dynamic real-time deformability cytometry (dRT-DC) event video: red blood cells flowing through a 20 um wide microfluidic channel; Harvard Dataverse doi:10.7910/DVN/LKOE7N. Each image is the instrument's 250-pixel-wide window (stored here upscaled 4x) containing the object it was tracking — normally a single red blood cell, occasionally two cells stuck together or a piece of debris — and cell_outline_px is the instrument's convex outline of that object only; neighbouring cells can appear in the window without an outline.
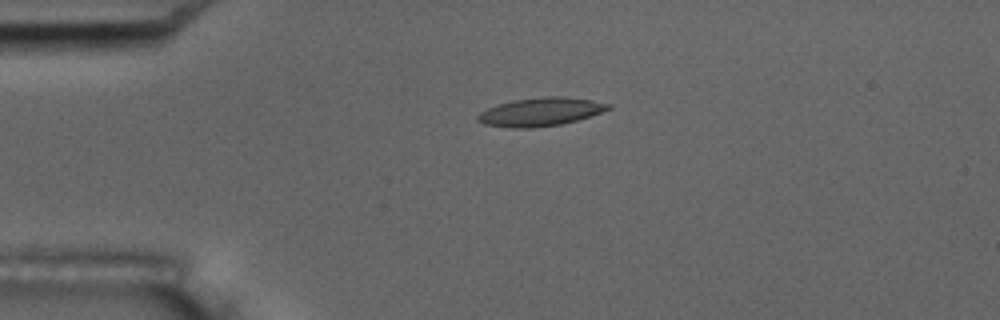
{"species": "common noctule bat (a hibernating species)", "species_latin": "Nyctalus noctula", "temperature_condition": "room temperature", "stored_images_in_passage": 4, "camera_frame_rate_fps": 3000, "um_per_image_px": 0.085, "animal": {"sex": "male", "body_mass_g": 17.5, "forearm_length_mm": 52.3}, "frame": {"image": 1, "passage_image": 3, "time_ms": 2.333, "image_size_px": [1000, 320], "cell_outline_px": [[612, 108], [576, 120], [560, 124], [532, 128], [512, 128], [484, 124], [476, 120], [476, 116], [480, 112], [496, 104], [512, 100], [544, 96], [560, 96], [592, 100], [612, 104]], "centroid_in_image_um": [45.9, 9.5], "position_along_channel_um": 39.1, "area_um2": 21.56}}